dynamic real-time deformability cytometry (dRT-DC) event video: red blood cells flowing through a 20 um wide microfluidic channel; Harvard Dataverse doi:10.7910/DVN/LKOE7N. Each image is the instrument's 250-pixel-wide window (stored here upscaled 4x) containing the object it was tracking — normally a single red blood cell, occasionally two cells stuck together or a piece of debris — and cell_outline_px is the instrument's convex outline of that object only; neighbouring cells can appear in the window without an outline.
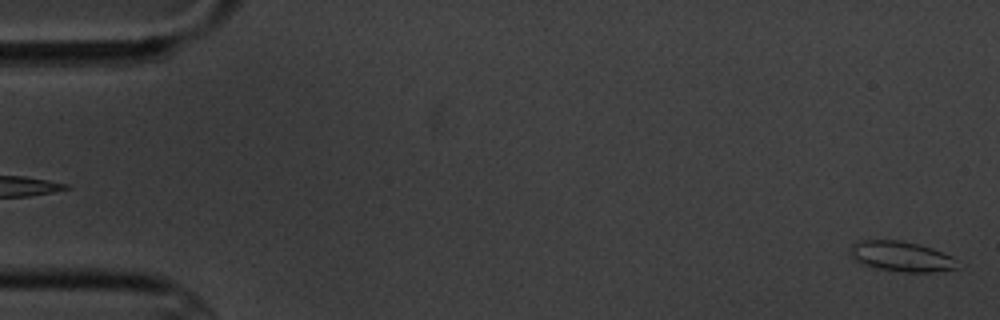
{"species": "common noctule bat (a hibernating species)", "species_latin": "Nyctalus noctula", "temperature_condition": "cold", "stored_images_in_passage": 5, "segment_of_instrument_passage": [2, 2], "camera_frame_rate_fps": 3000, "um_per_image_px": 0.085, "animal": {"sex": "male", "body_mass_g": 20.1, "forearm_length_mm": 53.5}, "frame": {"image": 1, "passage_image": 5, "time_ms": 4.667, "image_size_px": [1000, 320], "cell_outline_px": [[960, 268], [932, 272], [904, 272], [876, 268], [860, 264], [848, 252], [848, 248], [856, 240], [900, 240], [932, 248], [952, 256], [956, 260]], "centroid_in_image_um": [76.58, 21.79], "position_along_channel_um": 8.4, "area_um2": 19.07}}